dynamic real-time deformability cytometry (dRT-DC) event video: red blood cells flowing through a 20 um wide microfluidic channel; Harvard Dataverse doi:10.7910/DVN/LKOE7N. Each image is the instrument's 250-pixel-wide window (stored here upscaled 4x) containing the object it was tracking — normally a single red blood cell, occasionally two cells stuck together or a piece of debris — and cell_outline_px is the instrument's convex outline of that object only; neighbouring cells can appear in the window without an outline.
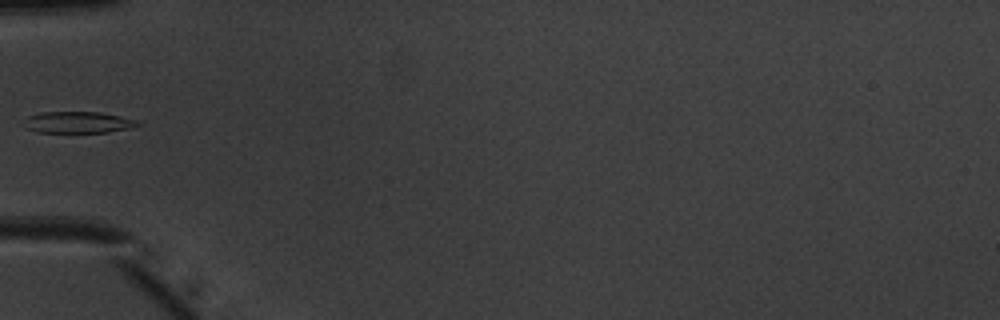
{"species": "common noctule bat (a hibernating species)", "species_latin": "Nyctalus noctula", "temperature_condition": "warm", "stored_images_in_passage": 34, "camera_frame_rate_fps": 3000, "um_per_image_px": 0.085, "animal": {"sex": "male", "body_mass_g": 20.1, "forearm_length_mm": 53.5}, "frame": {"image": 1, "passage_image": 1, "time_ms": 0.0, "image_size_px": [1000, 320], "cell_outline_px": [[140, 124], [132, 128], [108, 132], [36, 132], [24, 128], [20, 124], [20, 120], [28, 116], [40, 112], [100, 112], [120, 116], [136, 120]], "centroid_in_image_um": [6.52, 10.4], "position_along_channel_um": 78.5, "area_um2": 14.51}}
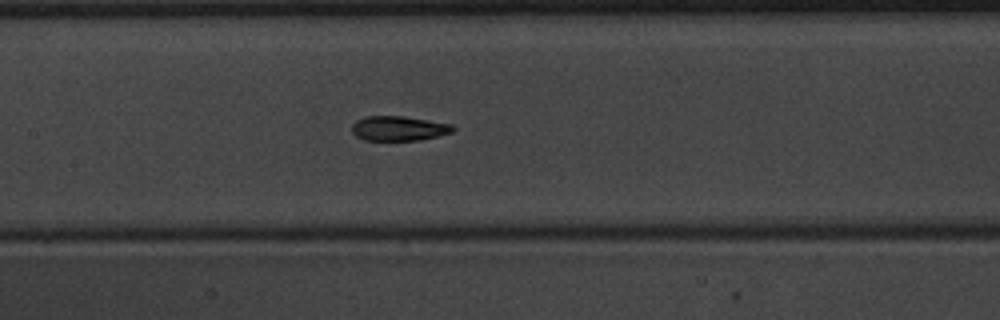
{"frame": {"image": 2, "passage_image": 8, "time_ms": 2.333, "image_size_px": [1000, 320], "cell_outline_px": [[456, 128], [452, 132], [420, 140], [364, 140], [356, 136], [352, 132], [352, 124], [356, 120], [364, 116], [404, 116], [452, 124]], "centroid_in_image_um": [33.87, 10.91], "position_along_channel_um": 173.5, "area_um2": 14.57}}
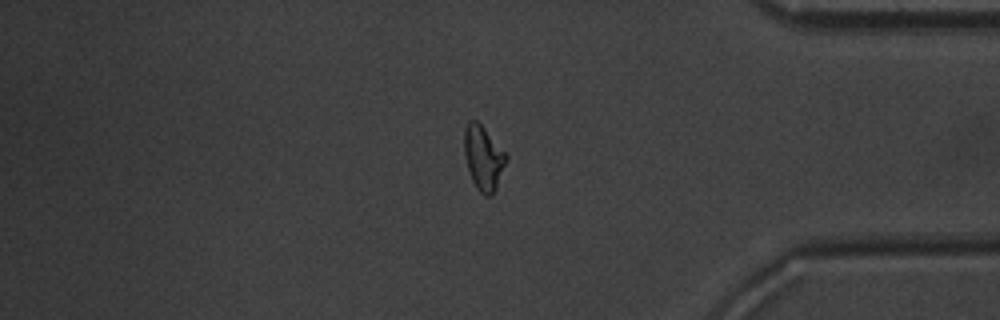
{"frame": {"image": 3, "passage_image": 26, "time_ms": 8.333, "image_size_px": [1000, 320], "cell_outline_px": [[508, 160], [496, 188], [492, 196], [484, 196], [476, 188], [472, 180], [468, 168], [464, 152], [464, 128], [468, 120], [476, 120], [484, 128], [508, 156]], "centroid_in_image_um": [41.09, 13.43], "position_along_channel_um": 394.1, "area_um2": 15.72}}